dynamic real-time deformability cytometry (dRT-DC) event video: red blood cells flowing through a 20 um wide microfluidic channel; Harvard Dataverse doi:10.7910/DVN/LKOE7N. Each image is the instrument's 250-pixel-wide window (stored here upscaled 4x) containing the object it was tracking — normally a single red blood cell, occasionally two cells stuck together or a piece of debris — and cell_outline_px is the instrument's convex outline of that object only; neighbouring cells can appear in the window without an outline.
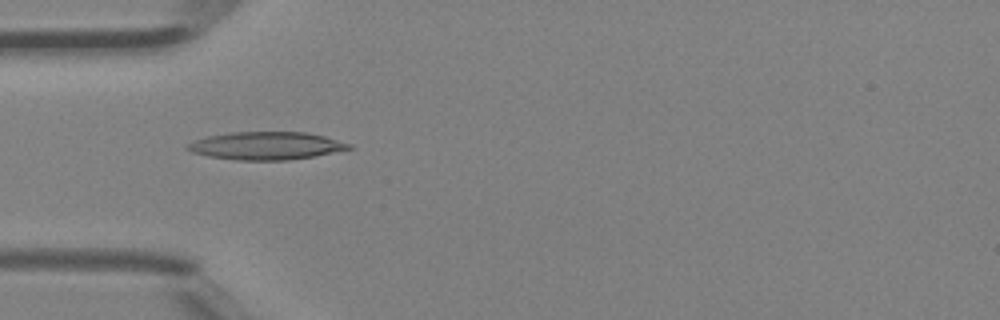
{"species": "Egyptian fruit bat (a non-hibernating species)", "species_latin": "Rousettus aegyptiacus", "temperature_condition": "room temperature", "stored_images_in_passage": 5, "camera_frame_rate_fps": 3000, "um_per_image_px": 0.085, "animal": {"sex": "female"}, "frame": {"image": 1, "passage_image": 5, "time_ms": 1.333, "image_size_px": [1000, 320], "cell_outline_px": [[352, 148], [312, 156], [288, 160], [236, 160], [208, 156], [192, 152], [184, 148], [184, 144], [208, 136], [232, 132], [308, 132], [324, 136], [352, 144]], "centroid_in_image_um": [22.58, 12.38], "position_along_channel_um": 62.4, "area_um2": 26.07}}